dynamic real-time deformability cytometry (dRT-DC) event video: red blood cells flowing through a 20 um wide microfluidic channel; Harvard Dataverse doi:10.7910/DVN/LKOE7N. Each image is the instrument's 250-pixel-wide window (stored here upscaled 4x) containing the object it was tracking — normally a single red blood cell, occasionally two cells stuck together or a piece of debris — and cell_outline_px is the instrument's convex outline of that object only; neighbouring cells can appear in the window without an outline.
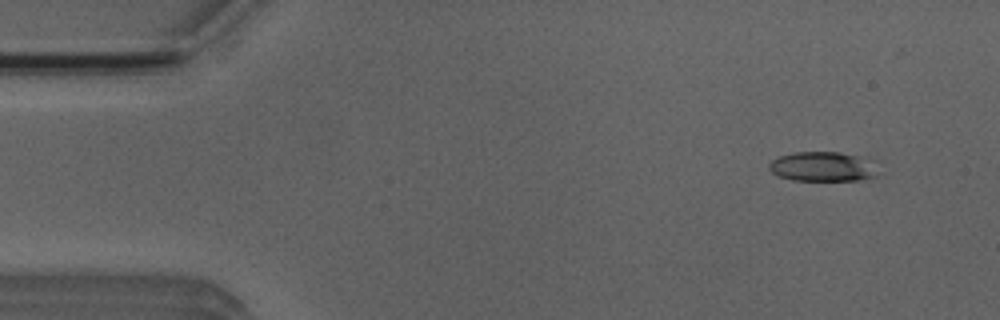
{"species": "Egyptian fruit bat (a non-hibernating species)", "species_latin": "Rousettus aegyptiacus", "temperature_condition": "room temperature", "stored_images_in_passage": 40, "camera_frame_rate_fps": 3000, "um_per_image_px": 0.085, "animal": {"sex": "male"}, "frame": {"image": 1, "passage_image": 4, "time_ms": 1.0, "image_size_px": [1000, 320], "cell_outline_px": [[876, 176], [856, 180], [792, 180], [780, 176], [772, 172], [768, 168], [768, 164], [772, 160], [780, 156], [796, 152], [840, 152], [868, 156], [872, 160]], "centroid_in_image_um": [69.94, 14.14], "position_along_channel_um": 15.1, "area_um2": 18.84}}
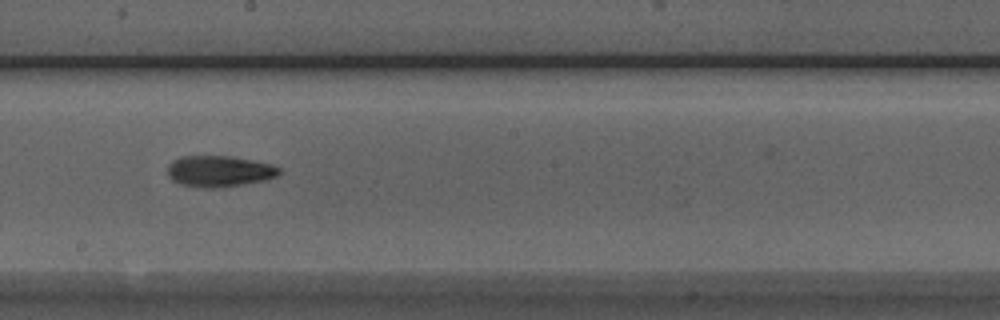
{"frame": {"image": 2, "passage_image": 28, "time_ms": 9.0, "image_size_px": [1000, 320], "cell_outline_px": [[280, 172], [276, 176], [264, 180], [216, 188], [200, 188], [180, 184], [172, 180], [168, 176], [168, 164], [172, 160], [180, 156], [228, 156], [252, 160], [272, 164], [280, 168]], "centroid_in_image_um": [18.59, 14.55], "position_along_channel_um": 229.6, "area_um2": 20.23}}
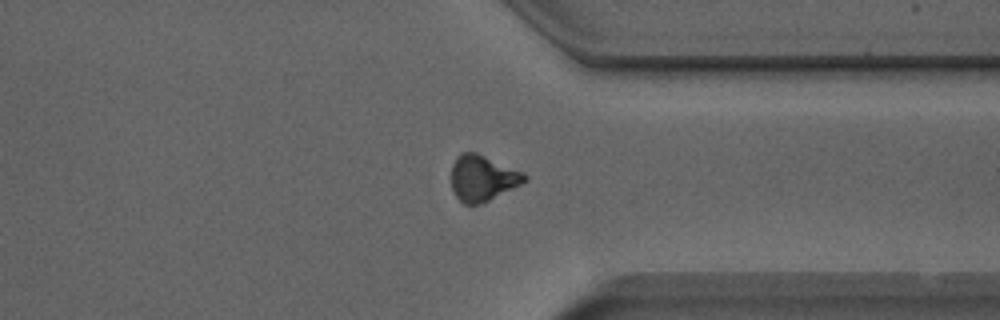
{"frame": {"image": 3, "passage_image": 39, "time_ms": 12.667, "image_size_px": [1000, 320], "cell_outline_px": [[528, 180], [480, 204], [464, 204], [456, 196], [452, 188], [452, 164], [460, 152], [476, 152], [520, 172], [528, 176]], "centroid_in_image_um": [40.97, 15.13], "position_along_channel_um": 370.4, "area_um2": 19.02}}